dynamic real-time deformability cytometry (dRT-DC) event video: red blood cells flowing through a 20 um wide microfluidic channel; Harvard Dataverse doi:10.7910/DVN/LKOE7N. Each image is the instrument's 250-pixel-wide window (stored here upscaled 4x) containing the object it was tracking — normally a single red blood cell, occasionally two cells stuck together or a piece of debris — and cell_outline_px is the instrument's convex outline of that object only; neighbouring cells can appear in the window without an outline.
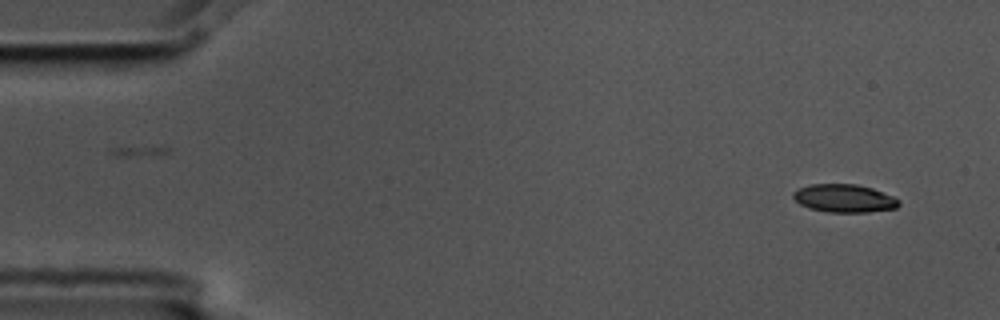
{"species": "common noctule bat (a hibernating species)", "species_latin": "Nyctalus noctula", "temperature_condition": "cold", "stored_images_in_passage": 5, "camera_frame_rate_fps": 3000, "um_per_image_px": 0.085, "animal": {"sex": "male", "body_mass_g": 17.5, "forearm_length_mm": 52.3}, "frame": {"image": 1, "passage_image": 1, "time_ms": 0.0, "image_size_px": [1000, 320], "cell_outline_px": [[900, 204], [896, 208], [868, 212], [828, 212], [808, 208], [800, 204], [792, 196], [792, 192], [800, 188], [812, 184], [856, 184], [872, 188], [892, 196], [900, 200]], "centroid_in_image_um": [71.76, 16.86], "position_along_channel_um": 13.2, "area_um2": 17.22}}
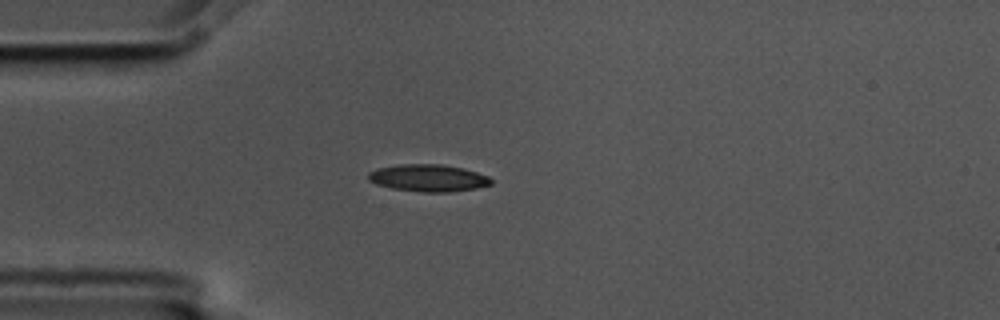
{"frame": {"image": 2, "passage_image": 4, "time_ms": 1.0, "image_size_px": [1000, 320], "cell_outline_px": [[492, 184], [476, 188], [448, 192], [424, 192], [392, 188], [376, 184], [368, 180], [368, 172], [376, 168], [400, 164], [440, 164], [464, 168], [488, 176], [492, 180]], "centroid_in_image_um": [36.38, 15.12], "position_along_channel_um": 48.6, "area_um2": 19.42}}